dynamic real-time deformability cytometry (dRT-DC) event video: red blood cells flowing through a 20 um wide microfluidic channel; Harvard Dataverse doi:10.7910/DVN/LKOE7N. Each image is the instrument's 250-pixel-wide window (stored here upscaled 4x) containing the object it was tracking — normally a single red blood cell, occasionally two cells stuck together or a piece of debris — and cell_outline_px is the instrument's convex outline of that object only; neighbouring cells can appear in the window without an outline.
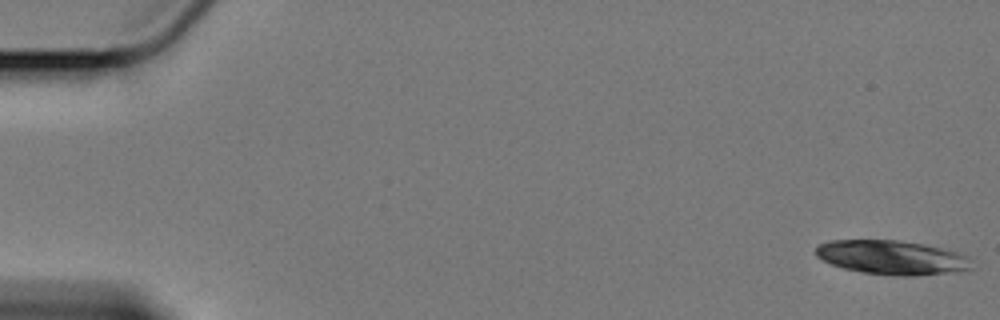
{"species": "Egyptian fruit bat (a non-hibernating species)", "species_latin": "Rousettus aegyptiacus", "temperature_condition": "cold", "stored_images_in_passage": 39, "segment_of_instrument_passage": [1, 2], "camera_frame_rate_fps": 3000, "um_per_image_px": 0.085, "animal": {"sex": "female"}, "frame": {"image": 1, "passage_image": 1, "time_ms": 0.0, "image_size_px": [1000, 320], "cell_outline_px": [[972, 268], [956, 272], [916, 276], [900, 276], [864, 272], [844, 268], [832, 264], [816, 256], [816, 248], [820, 244], [832, 240], [896, 240], [948, 248], [960, 252], [968, 256]], "centroid_in_image_um": [75.88, 21.88], "position_along_channel_um": 9.1, "area_um2": 31.04}}
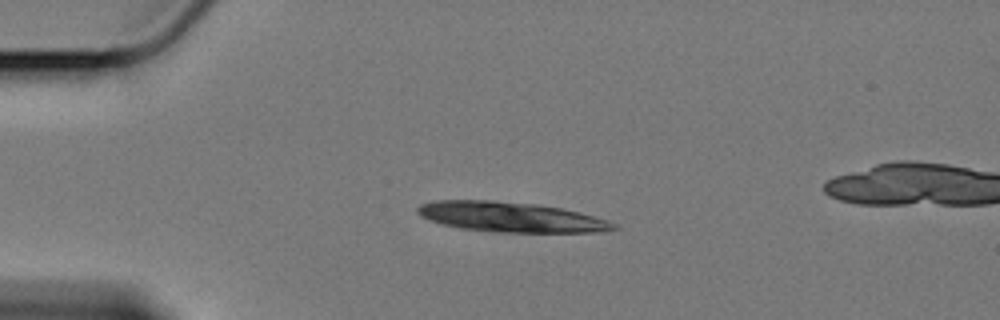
{"frame": {"image": 2, "passage_image": 14, "time_ms": 4.333, "image_size_px": [1000, 320], "cell_outline_px": [[620, 228], [604, 232], [496, 232], [460, 228], [428, 220], [420, 216], [416, 212], [416, 208], [420, 204], [436, 200], [488, 200], [536, 204], [560, 208], [608, 220], [616, 224]], "centroid_in_image_um": [43.4, 18.45], "position_along_channel_um": 41.6, "area_um2": 34.22}}